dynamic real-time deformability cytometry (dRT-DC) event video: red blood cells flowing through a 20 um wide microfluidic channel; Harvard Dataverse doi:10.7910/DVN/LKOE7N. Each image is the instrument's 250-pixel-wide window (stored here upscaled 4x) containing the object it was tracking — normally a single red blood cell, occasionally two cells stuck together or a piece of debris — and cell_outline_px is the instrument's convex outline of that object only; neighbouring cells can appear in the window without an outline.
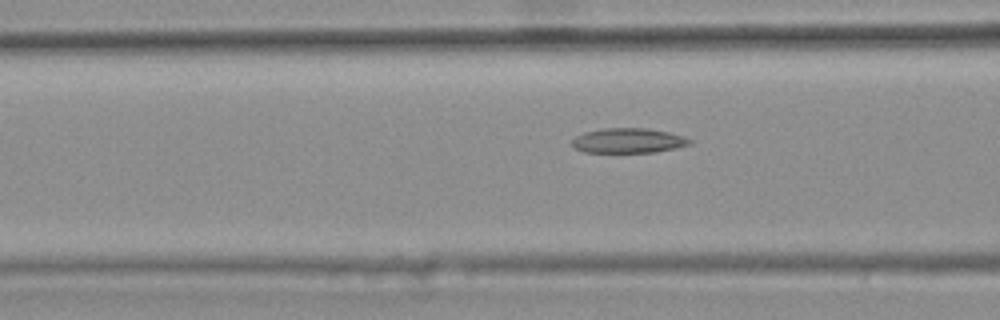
{"species": "common noctule bat (a hibernating species)", "species_latin": "Nyctalus noctula", "temperature_condition": "warm", "stored_images_in_passage": 31, "camera_frame_rate_fps": 3000, "um_per_image_px": 0.085, "animal": {"sex": "female", "body_mass_g": 25.1}, "frame": {"image": 1, "passage_image": 7, "time_ms": 2.0, "image_size_px": [1000, 320], "cell_outline_px": [[692, 144], [676, 148], [656, 152], [584, 152], [576, 148], [572, 144], [572, 140], [576, 136], [584, 132], [600, 128], [648, 128], [668, 132], [684, 136], [692, 140]], "centroid_in_image_um": [53.43, 11.94], "position_along_channel_um": 113.2, "area_um2": 17.11}}
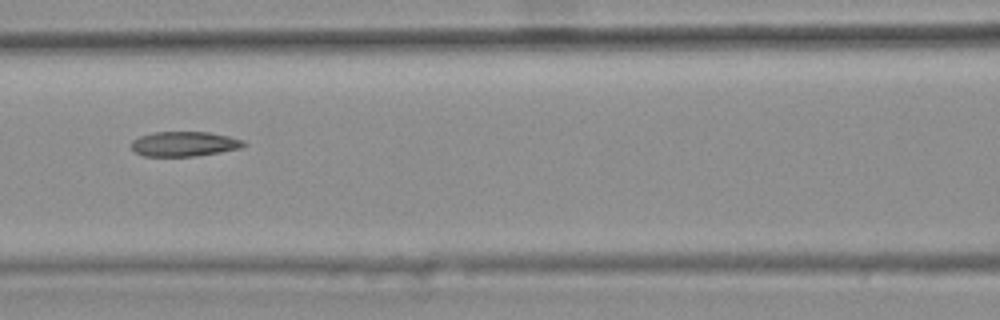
{"frame": {"image": 2, "passage_image": 10, "time_ms": 3.0, "image_size_px": [1000, 320], "cell_outline_px": [[248, 144], [240, 148], [220, 152], [196, 156], [144, 156], [136, 152], [128, 144], [132, 140], [140, 136], [152, 132], [208, 132], [228, 136], [244, 140]], "centroid_in_image_um": [15.65, 12.23], "position_along_channel_um": 151.0, "area_um2": 16.36}}
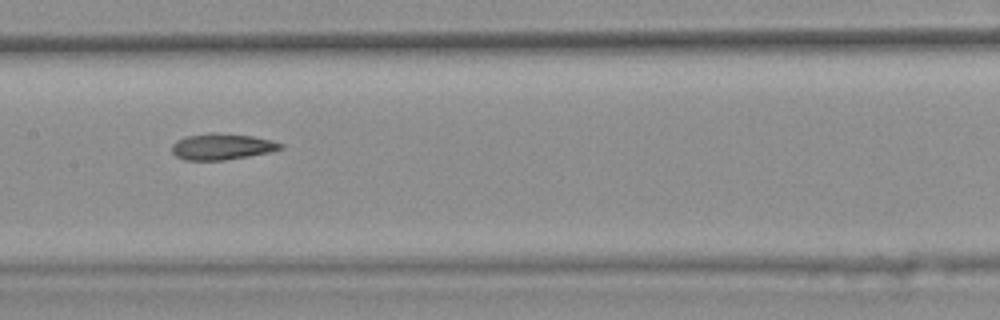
{"frame": {"image": 3, "passage_image": 13, "time_ms": 4.0, "image_size_px": [1000, 320], "cell_outline_px": [[284, 148], [268, 152], [248, 156], [224, 160], [184, 160], [176, 156], [172, 152], [172, 144], [176, 140], [184, 136], [212, 132], [216, 132], [252, 136], [272, 140], [284, 144]], "centroid_in_image_um": [18.84, 12.45], "position_along_channel_um": 188.6, "area_um2": 16.7}, "authors_computed_cell_mechanics": {"area_um2": 16.6464, "velocity_mm_per_s": 3.7628, "shape_relaxation_time_tau1_ms": null, "shape_relaxation_time_tau2_ms": 3.7857, "deformation_change_tau1": null, "deformation_change_tau2": 0.1251}}